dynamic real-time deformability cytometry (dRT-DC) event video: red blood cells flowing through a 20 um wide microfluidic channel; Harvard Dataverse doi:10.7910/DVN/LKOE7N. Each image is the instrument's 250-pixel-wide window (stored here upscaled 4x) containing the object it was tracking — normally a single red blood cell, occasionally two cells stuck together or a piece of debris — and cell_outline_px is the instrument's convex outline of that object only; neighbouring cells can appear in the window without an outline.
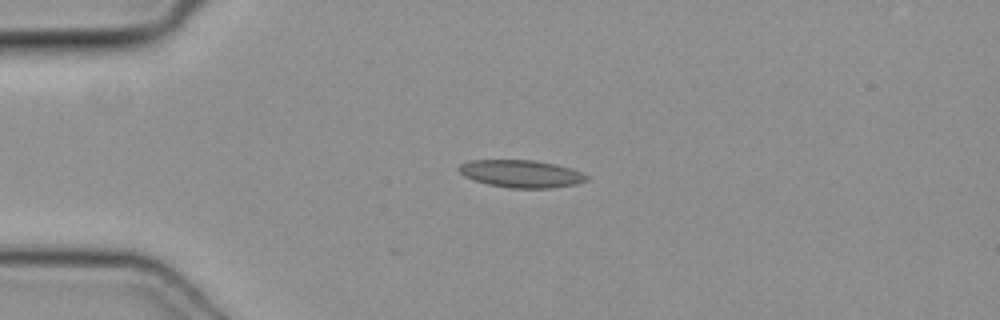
{"species": "common noctule bat (a hibernating species)", "species_latin": "Nyctalus noctula", "temperature_condition": "cold", "stored_images_in_passage": 38, "camera_frame_rate_fps": 3000, "um_per_image_px": 0.085, "animal": {"sex": "female", "body_mass_g": 19.3, "forearm_length_mm": 54.1}, "frame": {"image": 1, "passage_image": 1, "time_ms": 0.0, "image_size_px": [1000, 320], "cell_outline_px": [[588, 180], [576, 184], [552, 188], [508, 188], [488, 184], [464, 176], [456, 168], [460, 164], [472, 160], [532, 160], [556, 164], [580, 172], [588, 176]], "centroid_in_image_um": [44.29, 14.77], "position_along_channel_um": 40.7, "area_um2": 20.35}}
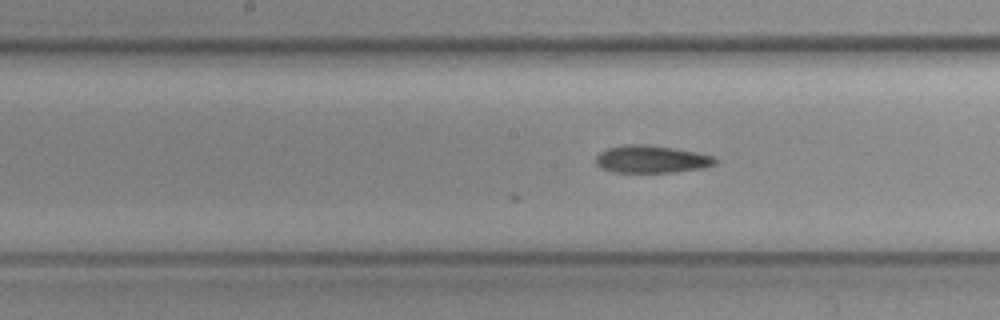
{"frame": {"image": 2, "passage_image": 14, "time_ms": 4.333, "image_size_px": [1000, 320], "cell_outline_px": [[716, 164], [704, 168], [672, 172], [612, 172], [596, 164], [596, 156], [600, 152], [608, 148], [628, 144], [648, 144], [696, 152], [716, 156]], "centroid_in_image_um": [55.4, 13.53], "position_along_channel_um": 192.8, "area_um2": 19.07}}
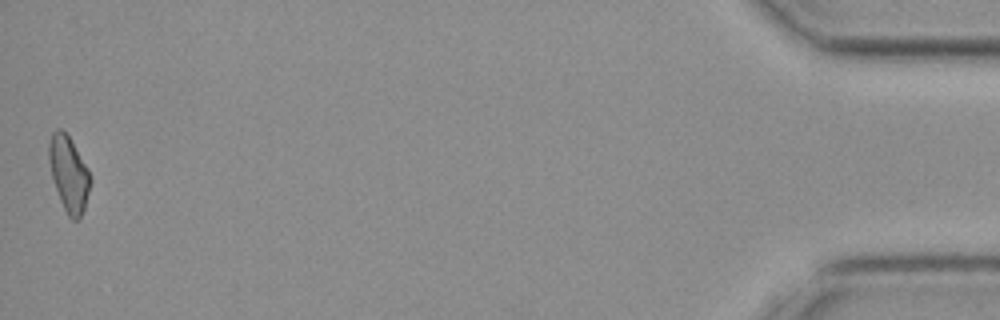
{"frame": {"image": 3, "passage_image": 38, "time_ms": 12.333, "image_size_px": [1000, 320], "cell_outline_px": [[92, 180], [84, 208], [80, 220], [72, 220], [68, 216], [60, 200], [52, 176], [48, 160], [48, 144], [52, 132], [56, 128], [60, 128], [68, 136], [88, 168], [92, 176]], "centroid_in_image_um": [5.85, 14.78], "position_along_channel_um": 429.4, "area_um2": 18.15}}